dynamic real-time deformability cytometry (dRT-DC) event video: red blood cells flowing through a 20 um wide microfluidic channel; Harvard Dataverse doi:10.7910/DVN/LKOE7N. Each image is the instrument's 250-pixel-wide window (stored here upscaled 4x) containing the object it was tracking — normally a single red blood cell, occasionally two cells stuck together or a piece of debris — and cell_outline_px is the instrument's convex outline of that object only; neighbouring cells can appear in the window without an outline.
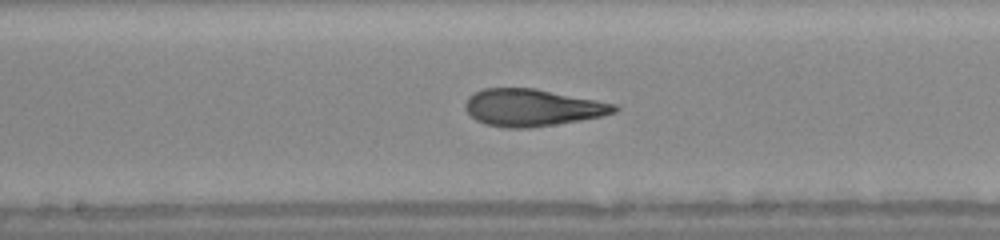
{"species": "human", "species_latin": "Homo sapiens", "temperature_condition": "warm", "stored_images_in_passage": 43, "camera_frame_rate_fps": 3000, "um_per_image_px": 0.085, "donor": {"sex": "female"}, "frame": {"image": 1, "passage_image": 25, "time_ms": 8.0, "image_size_px": [1000, 240], "cell_outline_px": [[620, 108], [616, 112], [600, 116], [580, 120], [556, 124], [528, 128], [508, 128], [484, 124], [476, 120], [464, 108], [464, 104], [468, 96], [484, 88], [532, 88], [596, 100], [616, 104]], "centroid_in_image_um": [45.21, 9.15], "position_along_channel_um": 203.0, "area_um2": 32.02}}
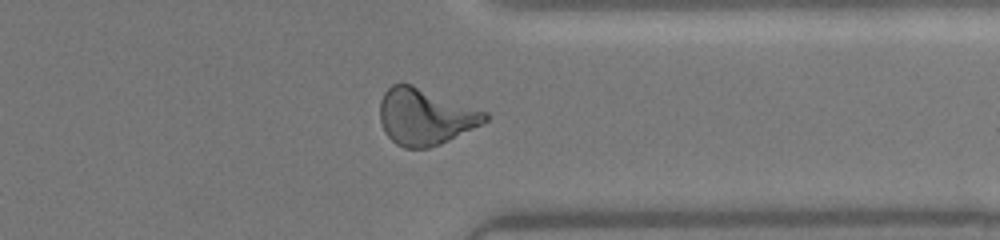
{"frame": {"image": 2, "passage_image": 37, "time_ms": 12.0, "image_size_px": [1000, 240], "cell_outline_px": [[488, 120], [440, 144], [428, 148], [404, 148], [396, 144], [384, 132], [380, 120], [380, 100], [384, 92], [392, 84], [412, 84], [488, 112]], "centroid_in_image_um": [36.11, 9.91], "position_along_channel_um": 375.3, "area_um2": 34.33}, "authors_computed_cell_mechanics": {"area_um2": 31.6744, "velocity_mm_per_s": 4.331, "shape_relaxation_time_tau1_ms": 6.1145, "shape_relaxation_time_tau2_ms": 1.3666, "deformation_change_tau1": 0.2404, "deformation_change_tau2": 0.093}}